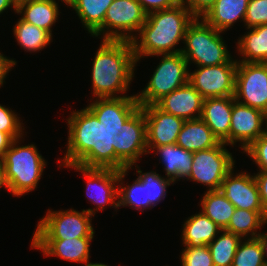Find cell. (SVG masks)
<instances>
[{
    "mask_svg": "<svg viewBox=\"0 0 267 266\" xmlns=\"http://www.w3.org/2000/svg\"><path fill=\"white\" fill-rule=\"evenodd\" d=\"M264 224H267L265 211H249L236 208L225 230L238 235L242 239H253L258 236L262 227L264 228Z\"/></svg>",
    "mask_w": 267,
    "mask_h": 266,
    "instance_id": "4316f807",
    "label": "cell"
},
{
    "mask_svg": "<svg viewBox=\"0 0 267 266\" xmlns=\"http://www.w3.org/2000/svg\"><path fill=\"white\" fill-rule=\"evenodd\" d=\"M14 110L0 104V131L9 134L14 140L24 136V124Z\"/></svg>",
    "mask_w": 267,
    "mask_h": 266,
    "instance_id": "836d02e7",
    "label": "cell"
},
{
    "mask_svg": "<svg viewBox=\"0 0 267 266\" xmlns=\"http://www.w3.org/2000/svg\"><path fill=\"white\" fill-rule=\"evenodd\" d=\"M99 46L92 62L93 96L95 98L128 96L124 94L130 89L137 65L131 41L102 40Z\"/></svg>",
    "mask_w": 267,
    "mask_h": 266,
    "instance_id": "3957f363",
    "label": "cell"
},
{
    "mask_svg": "<svg viewBox=\"0 0 267 266\" xmlns=\"http://www.w3.org/2000/svg\"><path fill=\"white\" fill-rule=\"evenodd\" d=\"M264 264V253L258 239H242L235 253L232 266H262Z\"/></svg>",
    "mask_w": 267,
    "mask_h": 266,
    "instance_id": "d6a6232c",
    "label": "cell"
},
{
    "mask_svg": "<svg viewBox=\"0 0 267 266\" xmlns=\"http://www.w3.org/2000/svg\"><path fill=\"white\" fill-rule=\"evenodd\" d=\"M137 1L141 4L144 12L147 15L163 9L172 8L180 2V0H137Z\"/></svg>",
    "mask_w": 267,
    "mask_h": 266,
    "instance_id": "f35d334b",
    "label": "cell"
},
{
    "mask_svg": "<svg viewBox=\"0 0 267 266\" xmlns=\"http://www.w3.org/2000/svg\"><path fill=\"white\" fill-rule=\"evenodd\" d=\"M128 172V168L119 170L118 208L131 207L142 212L154 208L150 202H146V186L138 178L132 184L124 186V179Z\"/></svg>",
    "mask_w": 267,
    "mask_h": 266,
    "instance_id": "f1b7e54d",
    "label": "cell"
},
{
    "mask_svg": "<svg viewBox=\"0 0 267 266\" xmlns=\"http://www.w3.org/2000/svg\"><path fill=\"white\" fill-rule=\"evenodd\" d=\"M68 140L61 166L76 164L85 168L106 169L105 125L87 108L74 110L66 119Z\"/></svg>",
    "mask_w": 267,
    "mask_h": 266,
    "instance_id": "277c9868",
    "label": "cell"
},
{
    "mask_svg": "<svg viewBox=\"0 0 267 266\" xmlns=\"http://www.w3.org/2000/svg\"><path fill=\"white\" fill-rule=\"evenodd\" d=\"M220 141L201 119L185 120L176 144L191 152L214 148Z\"/></svg>",
    "mask_w": 267,
    "mask_h": 266,
    "instance_id": "603a6c76",
    "label": "cell"
},
{
    "mask_svg": "<svg viewBox=\"0 0 267 266\" xmlns=\"http://www.w3.org/2000/svg\"><path fill=\"white\" fill-rule=\"evenodd\" d=\"M148 154L154 152L160 156L159 161L164 165L165 177L174 183L186 179L192 166L193 152L187 151L177 144L161 147H147ZM151 151V152H150Z\"/></svg>",
    "mask_w": 267,
    "mask_h": 266,
    "instance_id": "44dd1931",
    "label": "cell"
},
{
    "mask_svg": "<svg viewBox=\"0 0 267 266\" xmlns=\"http://www.w3.org/2000/svg\"><path fill=\"white\" fill-rule=\"evenodd\" d=\"M137 168L138 179L146 186V202H150V204L155 207L167 196V187L171 184L174 185V182L166 177H162L156 171H150L143 173L138 167V165H134Z\"/></svg>",
    "mask_w": 267,
    "mask_h": 266,
    "instance_id": "1f68e13d",
    "label": "cell"
},
{
    "mask_svg": "<svg viewBox=\"0 0 267 266\" xmlns=\"http://www.w3.org/2000/svg\"><path fill=\"white\" fill-rule=\"evenodd\" d=\"M244 24L246 30L267 24V0H249Z\"/></svg>",
    "mask_w": 267,
    "mask_h": 266,
    "instance_id": "d590c367",
    "label": "cell"
},
{
    "mask_svg": "<svg viewBox=\"0 0 267 266\" xmlns=\"http://www.w3.org/2000/svg\"><path fill=\"white\" fill-rule=\"evenodd\" d=\"M14 139L7 133L0 131V160L5 152L11 147Z\"/></svg>",
    "mask_w": 267,
    "mask_h": 266,
    "instance_id": "b9f144b4",
    "label": "cell"
},
{
    "mask_svg": "<svg viewBox=\"0 0 267 266\" xmlns=\"http://www.w3.org/2000/svg\"><path fill=\"white\" fill-rule=\"evenodd\" d=\"M16 64L17 62L14 59L8 58L0 52V87L3 86L5 78Z\"/></svg>",
    "mask_w": 267,
    "mask_h": 266,
    "instance_id": "60d3db41",
    "label": "cell"
},
{
    "mask_svg": "<svg viewBox=\"0 0 267 266\" xmlns=\"http://www.w3.org/2000/svg\"><path fill=\"white\" fill-rule=\"evenodd\" d=\"M222 31L208 25L202 18H195L188 26L182 48V55L189 66H214L227 63L233 56L221 36Z\"/></svg>",
    "mask_w": 267,
    "mask_h": 266,
    "instance_id": "8992f818",
    "label": "cell"
},
{
    "mask_svg": "<svg viewBox=\"0 0 267 266\" xmlns=\"http://www.w3.org/2000/svg\"><path fill=\"white\" fill-rule=\"evenodd\" d=\"M22 138L15 139L0 160L12 196H23L37 189L47 165L35 144L20 146ZM21 139V140H20Z\"/></svg>",
    "mask_w": 267,
    "mask_h": 266,
    "instance_id": "5b68a950",
    "label": "cell"
},
{
    "mask_svg": "<svg viewBox=\"0 0 267 266\" xmlns=\"http://www.w3.org/2000/svg\"><path fill=\"white\" fill-rule=\"evenodd\" d=\"M10 8H13L16 13L17 0H0V15Z\"/></svg>",
    "mask_w": 267,
    "mask_h": 266,
    "instance_id": "7bdbcfd3",
    "label": "cell"
},
{
    "mask_svg": "<svg viewBox=\"0 0 267 266\" xmlns=\"http://www.w3.org/2000/svg\"><path fill=\"white\" fill-rule=\"evenodd\" d=\"M146 17L137 0H114L106 11L104 23L90 36L100 38L102 35V40L131 41L137 36Z\"/></svg>",
    "mask_w": 267,
    "mask_h": 266,
    "instance_id": "ba28073f",
    "label": "cell"
},
{
    "mask_svg": "<svg viewBox=\"0 0 267 266\" xmlns=\"http://www.w3.org/2000/svg\"><path fill=\"white\" fill-rule=\"evenodd\" d=\"M59 0H21L17 1L16 13L27 23L46 30L51 36L52 26L58 21Z\"/></svg>",
    "mask_w": 267,
    "mask_h": 266,
    "instance_id": "ffe728a7",
    "label": "cell"
},
{
    "mask_svg": "<svg viewBox=\"0 0 267 266\" xmlns=\"http://www.w3.org/2000/svg\"><path fill=\"white\" fill-rule=\"evenodd\" d=\"M192 13L179 2L174 7L150 13L134 39L131 40L137 63L144 57L180 53L175 49L194 21ZM140 38V39H138Z\"/></svg>",
    "mask_w": 267,
    "mask_h": 266,
    "instance_id": "7a4b0ae2",
    "label": "cell"
},
{
    "mask_svg": "<svg viewBox=\"0 0 267 266\" xmlns=\"http://www.w3.org/2000/svg\"><path fill=\"white\" fill-rule=\"evenodd\" d=\"M161 60L154 70L147 86L136 94L140 106L155 104L164 95L189 82V64L182 53L161 54Z\"/></svg>",
    "mask_w": 267,
    "mask_h": 266,
    "instance_id": "52a82bcc",
    "label": "cell"
},
{
    "mask_svg": "<svg viewBox=\"0 0 267 266\" xmlns=\"http://www.w3.org/2000/svg\"><path fill=\"white\" fill-rule=\"evenodd\" d=\"M94 237H80L70 239H32L31 248L40 250L45 257L56 256L63 261L93 266L90 259V245Z\"/></svg>",
    "mask_w": 267,
    "mask_h": 266,
    "instance_id": "e0dca14e",
    "label": "cell"
},
{
    "mask_svg": "<svg viewBox=\"0 0 267 266\" xmlns=\"http://www.w3.org/2000/svg\"><path fill=\"white\" fill-rule=\"evenodd\" d=\"M254 178L258 186L262 207L267 214V171L254 173Z\"/></svg>",
    "mask_w": 267,
    "mask_h": 266,
    "instance_id": "ab89813d",
    "label": "cell"
},
{
    "mask_svg": "<svg viewBox=\"0 0 267 266\" xmlns=\"http://www.w3.org/2000/svg\"><path fill=\"white\" fill-rule=\"evenodd\" d=\"M235 208L264 211L254 174L242 171L234 174V168L225 176L219 189Z\"/></svg>",
    "mask_w": 267,
    "mask_h": 266,
    "instance_id": "2e32d148",
    "label": "cell"
},
{
    "mask_svg": "<svg viewBox=\"0 0 267 266\" xmlns=\"http://www.w3.org/2000/svg\"><path fill=\"white\" fill-rule=\"evenodd\" d=\"M65 167L73 168L76 172L80 171L84 175L83 177L86 178V195L89 201L96 206L94 209H86L89 214L94 217L96 211L106 210L107 206L118 210L117 185L119 170L85 168L76 164H70Z\"/></svg>",
    "mask_w": 267,
    "mask_h": 266,
    "instance_id": "7c38bea8",
    "label": "cell"
},
{
    "mask_svg": "<svg viewBox=\"0 0 267 266\" xmlns=\"http://www.w3.org/2000/svg\"><path fill=\"white\" fill-rule=\"evenodd\" d=\"M265 127H266V132H267V112L265 113Z\"/></svg>",
    "mask_w": 267,
    "mask_h": 266,
    "instance_id": "bcb514c9",
    "label": "cell"
},
{
    "mask_svg": "<svg viewBox=\"0 0 267 266\" xmlns=\"http://www.w3.org/2000/svg\"><path fill=\"white\" fill-rule=\"evenodd\" d=\"M237 40L236 49L242 55L237 62L267 63V24L248 29Z\"/></svg>",
    "mask_w": 267,
    "mask_h": 266,
    "instance_id": "d4e9b609",
    "label": "cell"
},
{
    "mask_svg": "<svg viewBox=\"0 0 267 266\" xmlns=\"http://www.w3.org/2000/svg\"><path fill=\"white\" fill-rule=\"evenodd\" d=\"M234 99L267 112V63L238 62Z\"/></svg>",
    "mask_w": 267,
    "mask_h": 266,
    "instance_id": "4fadbf2b",
    "label": "cell"
},
{
    "mask_svg": "<svg viewBox=\"0 0 267 266\" xmlns=\"http://www.w3.org/2000/svg\"><path fill=\"white\" fill-rule=\"evenodd\" d=\"M241 241L242 238L238 235L225 229L221 230L207 245L214 266H232L235 253Z\"/></svg>",
    "mask_w": 267,
    "mask_h": 266,
    "instance_id": "4dcf8cb0",
    "label": "cell"
},
{
    "mask_svg": "<svg viewBox=\"0 0 267 266\" xmlns=\"http://www.w3.org/2000/svg\"><path fill=\"white\" fill-rule=\"evenodd\" d=\"M248 3L249 0H216L202 19L215 29L225 32L239 19L244 23Z\"/></svg>",
    "mask_w": 267,
    "mask_h": 266,
    "instance_id": "7402d4cb",
    "label": "cell"
},
{
    "mask_svg": "<svg viewBox=\"0 0 267 266\" xmlns=\"http://www.w3.org/2000/svg\"><path fill=\"white\" fill-rule=\"evenodd\" d=\"M6 188L9 191L8 183L5 177V170L2 162L0 161V189Z\"/></svg>",
    "mask_w": 267,
    "mask_h": 266,
    "instance_id": "f6af8a7d",
    "label": "cell"
},
{
    "mask_svg": "<svg viewBox=\"0 0 267 266\" xmlns=\"http://www.w3.org/2000/svg\"><path fill=\"white\" fill-rule=\"evenodd\" d=\"M92 215L85 209L52 211L38 222L32 239H70L80 237H94Z\"/></svg>",
    "mask_w": 267,
    "mask_h": 266,
    "instance_id": "9c48e42d",
    "label": "cell"
},
{
    "mask_svg": "<svg viewBox=\"0 0 267 266\" xmlns=\"http://www.w3.org/2000/svg\"><path fill=\"white\" fill-rule=\"evenodd\" d=\"M114 0H70L67 7L78 15L84 28L91 35L104 23L108 7Z\"/></svg>",
    "mask_w": 267,
    "mask_h": 266,
    "instance_id": "484cf974",
    "label": "cell"
},
{
    "mask_svg": "<svg viewBox=\"0 0 267 266\" xmlns=\"http://www.w3.org/2000/svg\"><path fill=\"white\" fill-rule=\"evenodd\" d=\"M232 114V96L204 99L201 119L212 130L214 136L229 145Z\"/></svg>",
    "mask_w": 267,
    "mask_h": 266,
    "instance_id": "d6986e66",
    "label": "cell"
},
{
    "mask_svg": "<svg viewBox=\"0 0 267 266\" xmlns=\"http://www.w3.org/2000/svg\"><path fill=\"white\" fill-rule=\"evenodd\" d=\"M181 253V266H214L207 245L201 247H184Z\"/></svg>",
    "mask_w": 267,
    "mask_h": 266,
    "instance_id": "e575fe53",
    "label": "cell"
},
{
    "mask_svg": "<svg viewBox=\"0 0 267 266\" xmlns=\"http://www.w3.org/2000/svg\"><path fill=\"white\" fill-rule=\"evenodd\" d=\"M251 160L256 164L259 171H267V132L265 131L246 150Z\"/></svg>",
    "mask_w": 267,
    "mask_h": 266,
    "instance_id": "8d00e7d4",
    "label": "cell"
},
{
    "mask_svg": "<svg viewBox=\"0 0 267 266\" xmlns=\"http://www.w3.org/2000/svg\"><path fill=\"white\" fill-rule=\"evenodd\" d=\"M201 212L216 223L222 230L226 229L235 206L220 190L206 191L200 201Z\"/></svg>",
    "mask_w": 267,
    "mask_h": 266,
    "instance_id": "83f0119b",
    "label": "cell"
},
{
    "mask_svg": "<svg viewBox=\"0 0 267 266\" xmlns=\"http://www.w3.org/2000/svg\"><path fill=\"white\" fill-rule=\"evenodd\" d=\"M265 113L259 109L242 104L232 96V114L229 132V145L240 142L241 150H246L265 131ZM263 126V127H262Z\"/></svg>",
    "mask_w": 267,
    "mask_h": 266,
    "instance_id": "5bb4252c",
    "label": "cell"
},
{
    "mask_svg": "<svg viewBox=\"0 0 267 266\" xmlns=\"http://www.w3.org/2000/svg\"><path fill=\"white\" fill-rule=\"evenodd\" d=\"M61 2H64L65 5H67V3L70 1V0H60Z\"/></svg>",
    "mask_w": 267,
    "mask_h": 266,
    "instance_id": "c3c4849f",
    "label": "cell"
},
{
    "mask_svg": "<svg viewBox=\"0 0 267 266\" xmlns=\"http://www.w3.org/2000/svg\"><path fill=\"white\" fill-rule=\"evenodd\" d=\"M204 98L188 82L186 85L164 95L155 105L163 112L175 115L184 120L201 117Z\"/></svg>",
    "mask_w": 267,
    "mask_h": 266,
    "instance_id": "ac0fdd59",
    "label": "cell"
},
{
    "mask_svg": "<svg viewBox=\"0 0 267 266\" xmlns=\"http://www.w3.org/2000/svg\"><path fill=\"white\" fill-rule=\"evenodd\" d=\"M237 65L231 58L224 64L197 67L189 72V83L204 99L234 96Z\"/></svg>",
    "mask_w": 267,
    "mask_h": 266,
    "instance_id": "8fae6325",
    "label": "cell"
},
{
    "mask_svg": "<svg viewBox=\"0 0 267 266\" xmlns=\"http://www.w3.org/2000/svg\"><path fill=\"white\" fill-rule=\"evenodd\" d=\"M141 107L146 121L147 147L176 144L185 120L163 112L155 104Z\"/></svg>",
    "mask_w": 267,
    "mask_h": 266,
    "instance_id": "9a60e30c",
    "label": "cell"
},
{
    "mask_svg": "<svg viewBox=\"0 0 267 266\" xmlns=\"http://www.w3.org/2000/svg\"><path fill=\"white\" fill-rule=\"evenodd\" d=\"M13 34L16 38L17 44L21 46V49L29 51L30 53L42 51L50 45L53 36H51L46 30H43L33 24L27 23L21 18L13 27Z\"/></svg>",
    "mask_w": 267,
    "mask_h": 266,
    "instance_id": "f546056e",
    "label": "cell"
},
{
    "mask_svg": "<svg viewBox=\"0 0 267 266\" xmlns=\"http://www.w3.org/2000/svg\"><path fill=\"white\" fill-rule=\"evenodd\" d=\"M93 266H109V265H107V264H104V263H98V264H96V265H93Z\"/></svg>",
    "mask_w": 267,
    "mask_h": 266,
    "instance_id": "7dc6e473",
    "label": "cell"
},
{
    "mask_svg": "<svg viewBox=\"0 0 267 266\" xmlns=\"http://www.w3.org/2000/svg\"><path fill=\"white\" fill-rule=\"evenodd\" d=\"M86 107L105 125L106 169L130 170L148 154L145 116L135 94L96 98Z\"/></svg>",
    "mask_w": 267,
    "mask_h": 266,
    "instance_id": "6da1fadb",
    "label": "cell"
},
{
    "mask_svg": "<svg viewBox=\"0 0 267 266\" xmlns=\"http://www.w3.org/2000/svg\"><path fill=\"white\" fill-rule=\"evenodd\" d=\"M258 239V241L260 242L261 246H262V250L264 253V260H265V264H267V232H260L258 234V236L256 237Z\"/></svg>",
    "mask_w": 267,
    "mask_h": 266,
    "instance_id": "ee69618b",
    "label": "cell"
},
{
    "mask_svg": "<svg viewBox=\"0 0 267 266\" xmlns=\"http://www.w3.org/2000/svg\"><path fill=\"white\" fill-rule=\"evenodd\" d=\"M222 229L209 217L199 212L185 220L181 232L184 247L208 245Z\"/></svg>",
    "mask_w": 267,
    "mask_h": 266,
    "instance_id": "cb8c5ba5",
    "label": "cell"
},
{
    "mask_svg": "<svg viewBox=\"0 0 267 266\" xmlns=\"http://www.w3.org/2000/svg\"><path fill=\"white\" fill-rule=\"evenodd\" d=\"M216 0H180L195 18H203Z\"/></svg>",
    "mask_w": 267,
    "mask_h": 266,
    "instance_id": "74e56055",
    "label": "cell"
},
{
    "mask_svg": "<svg viewBox=\"0 0 267 266\" xmlns=\"http://www.w3.org/2000/svg\"><path fill=\"white\" fill-rule=\"evenodd\" d=\"M220 142L214 148L193 152L192 166L186 180L203 184L206 191L219 190L225 176L235 167V160Z\"/></svg>",
    "mask_w": 267,
    "mask_h": 266,
    "instance_id": "30bf717a",
    "label": "cell"
}]
</instances>
